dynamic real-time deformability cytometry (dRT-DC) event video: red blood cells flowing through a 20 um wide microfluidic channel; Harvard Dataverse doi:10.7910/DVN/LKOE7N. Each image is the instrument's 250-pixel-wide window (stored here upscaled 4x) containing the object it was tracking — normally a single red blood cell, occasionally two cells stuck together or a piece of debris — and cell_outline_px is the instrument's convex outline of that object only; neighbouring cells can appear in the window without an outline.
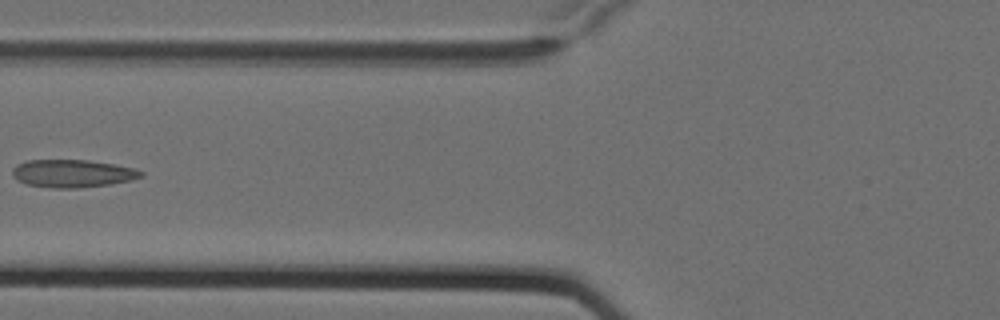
{"species": "Egyptian fruit bat (a non-hibernating species)", "species_latin": "Rousettus aegyptiacus", "temperature_condition": "cold", "stored_images_in_passage": 7, "camera_frame_rate_fps": 3000, "um_per_image_px": 0.085, "animal": {"sex": "female"}, "frame": {"image": 1, "passage_image": 7, "time_ms": 2.0, "image_size_px": [1000, 320], "cell_outline_px": [[144, 176], [132, 180], [112, 184], [80, 188], [52, 188], [28, 184], [16, 180], [12, 176], [12, 168], [16, 164], [28, 160], [88, 160], [136, 168], [144, 172]], "centroid_in_image_um": [6.17, 14.75], "position_along_channel_um": 119.6, "area_um2": 21.04}}